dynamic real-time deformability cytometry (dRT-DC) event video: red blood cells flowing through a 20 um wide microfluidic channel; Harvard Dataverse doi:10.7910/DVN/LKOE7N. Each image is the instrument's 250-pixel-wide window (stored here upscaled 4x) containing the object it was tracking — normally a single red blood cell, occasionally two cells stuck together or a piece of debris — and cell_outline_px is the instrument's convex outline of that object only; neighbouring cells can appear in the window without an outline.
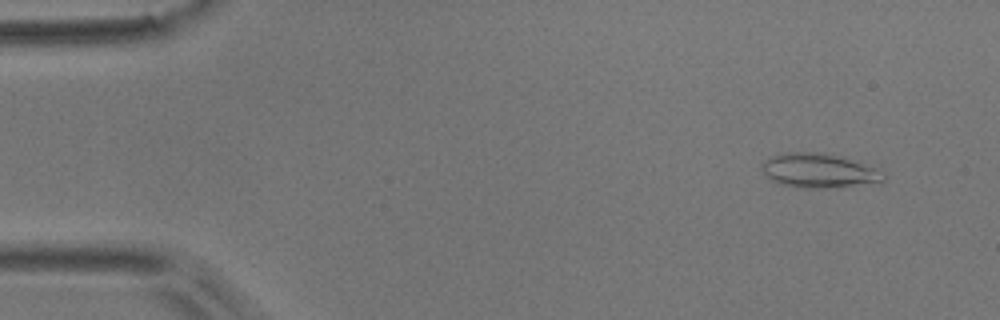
{"species": "common noctule bat (a hibernating species)", "species_latin": "Nyctalus noctula", "temperature_condition": "room temperature", "stored_images_in_passage": 5, "camera_frame_rate_fps": 3000, "um_per_image_px": 0.085, "animal": {"sex": "male", "body_mass_g": 17.9}, "frame": {"image": 1, "passage_image": 2, "time_ms": 0.333, "image_size_px": [1000, 320], "cell_outline_px": [[884, 180], [880, 184], [828, 188], [796, 188], [772, 180], [760, 168], [772, 156], [792, 152], [820, 152], [848, 160], [884, 172]], "centroid_in_image_um": [69.64, 14.55], "position_along_channel_um": 15.4, "area_um2": 23.81}}